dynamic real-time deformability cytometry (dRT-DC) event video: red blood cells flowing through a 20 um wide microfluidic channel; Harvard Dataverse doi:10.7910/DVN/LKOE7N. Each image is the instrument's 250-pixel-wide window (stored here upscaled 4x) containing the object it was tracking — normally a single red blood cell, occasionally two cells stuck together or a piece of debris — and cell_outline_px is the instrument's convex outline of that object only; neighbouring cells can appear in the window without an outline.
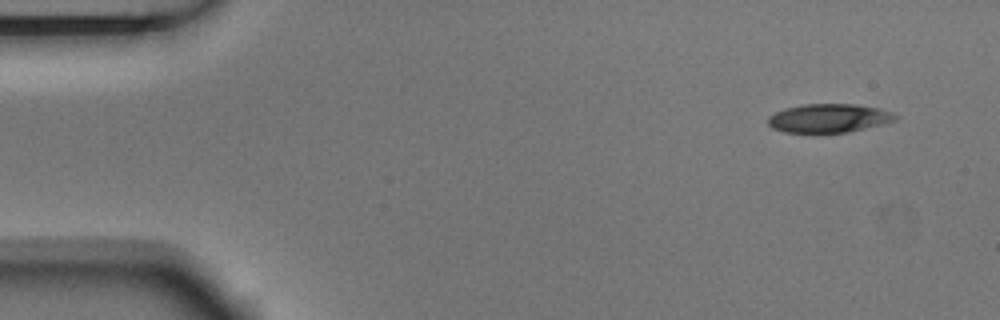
{"species": "Egyptian fruit bat (a non-hibernating species)", "species_latin": "Rousettus aegyptiacus", "temperature_condition": "room temperature", "stored_images_in_passage": 3, "camera_frame_rate_fps": 3000, "um_per_image_px": 0.085, "animal": {"sex": "male"}, "frame": {"image": 1, "passage_image": 1, "time_ms": 0.0, "image_size_px": [1000, 320], "cell_outline_px": [[900, 116], [896, 120], [848, 132], [816, 136], [784, 132], [772, 128], [768, 124], [768, 116], [776, 112], [788, 108], [804, 104], [856, 104], [880, 108], [892, 112]], "centroid_in_image_um": [70.42, 10.09], "position_along_channel_um": 14.6, "area_um2": 22.02}}